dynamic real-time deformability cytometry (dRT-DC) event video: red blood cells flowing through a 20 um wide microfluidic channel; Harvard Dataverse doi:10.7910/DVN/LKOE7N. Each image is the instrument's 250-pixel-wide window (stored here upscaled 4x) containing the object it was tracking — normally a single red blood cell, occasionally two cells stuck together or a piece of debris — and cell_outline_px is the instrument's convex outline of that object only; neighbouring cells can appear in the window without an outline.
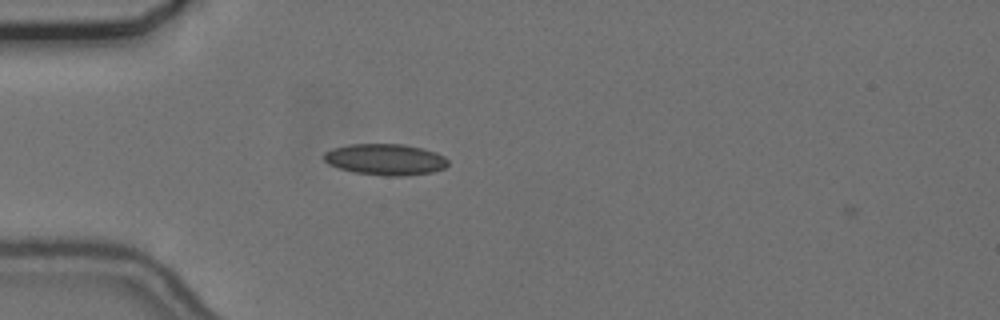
{"species": "common noctule bat (a hibernating species)", "species_latin": "Nyctalus noctula", "temperature_condition": "cold", "stored_images_in_passage": 4, "camera_frame_rate_fps": 3000, "um_per_image_px": 0.085, "animal": {"sex": "female", "body_mass_g": 24.6, "forearm_length_mm": 56.2}, "frame": {"image": 1, "passage_image": 3, "time_ms": 0.667, "image_size_px": [1000, 320], "cell_outline_px": [[448, 164], [444, 168], [432, 172], [404, 176], [384, 176], [352, 172], [328, 164], [324, 160], [324, 152], [332, 148], [348, 144], [404, 144], [436, 152], [444, 156], [448, 160]], "centroid_in_image_um": [32.74, 13.55], "position_along_channel_um": 52.3, "area_um2": 22.72}}